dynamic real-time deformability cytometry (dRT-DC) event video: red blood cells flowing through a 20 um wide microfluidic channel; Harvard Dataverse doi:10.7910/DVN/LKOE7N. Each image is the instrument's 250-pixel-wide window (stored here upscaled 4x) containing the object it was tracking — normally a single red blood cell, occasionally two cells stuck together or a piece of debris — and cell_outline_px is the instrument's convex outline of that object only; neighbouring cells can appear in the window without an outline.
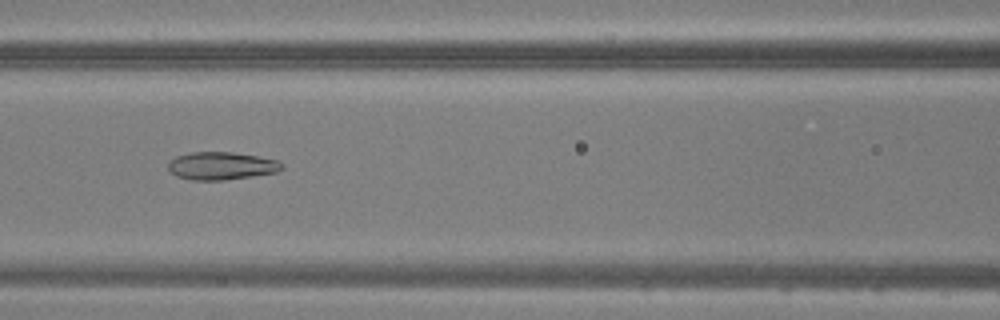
{"species": "common noctule bat (a hibernating species)", "species_latin": "Nyctalus noctula", "temperature_condition": "warm", "stored_images_in_passage": 48, "camera_frame_rate_fps": 3000, "um_per_image_px": 0.085, "animal": {"sex": "male", "body_mass_g": 20.5, "forearm_length_mm": 52.5}, "frame": {"image": 1, "passage_image": 22, "time_ms": 7.0, "image_size_px": [1000, 320], "cell_outline_px": [[284, 168], [276, 172], [224, 180], [192, 180], [176, 176], [168, 172], [168, 160], [176, 156], [192, 152], [232, 152], [256, 156], [276, 160], [284, 164]], "centroid_in_image_um": [18.76, 14.1], "position_along_channel_um": 147.8, "area_um2": 18.44}}
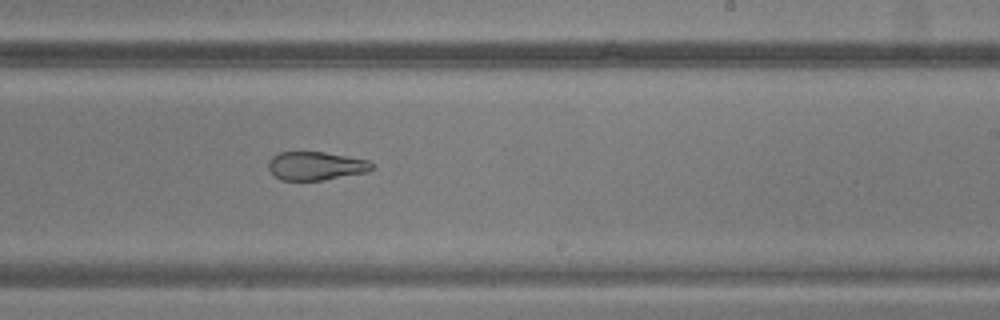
{"frame": {"image": 2, "passage_image": 30, "time_ms": 9.667, "image_size_px": [1000, 320], "cell_outline_px": [[376, 168], [368, 172], [324, 180], [280, 180], [268, 168], [268, 160], [272, 156], [280, 152], [324, 152], [368, 160]], "centroid_in_image_um": [26.86, 14.1], "position_along_channel_um": 262.1, "area_um2": 17.22}}
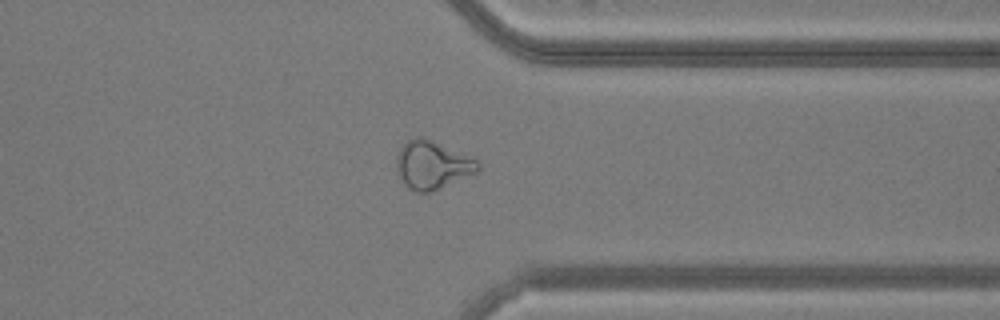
{"frame": {"image": 3, "passage_image": 38, "time_ms": 12.333, "image_size_px": [1000, 320], "cell_outline_px": [[480, 168], [476, 172], [428, 192], [416, 192], [408, 188], [404, 184], [396, 168], [396, 156], [400, 148], [408, 140], [416, 136], [424, 136], [472, 156], [480, 164]], "centroid_in_image_um": [36.73, 13.97], "position_along_channel_um": 374.7, "area_um2": 22.77}}